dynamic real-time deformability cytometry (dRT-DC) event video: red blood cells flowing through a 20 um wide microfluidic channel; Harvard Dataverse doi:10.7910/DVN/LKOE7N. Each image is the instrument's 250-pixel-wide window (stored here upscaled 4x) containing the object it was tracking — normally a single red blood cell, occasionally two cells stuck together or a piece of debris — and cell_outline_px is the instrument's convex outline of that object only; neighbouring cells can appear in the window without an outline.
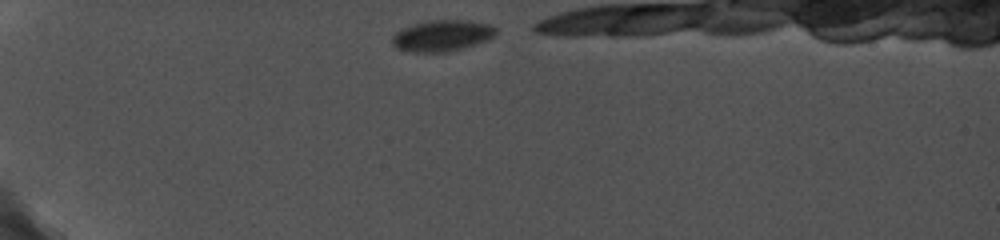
{"species": "common noctule bat (a hibernating species)", "species_latin": "Nyctalus noctula", "temperature_condition": "cold", "stored_images_in_passage": 8, "camera_frame_rate_fps": 5000, "um_per_image_px": 0.085, "animal": {"sex": "female", "body_mass_g": 19.0, "forearm_length_mm": 56.7}, "frame": {"image": 1, "passage_image": 1, "time_ms": 0.0, "image_size_px": [1000, 240], "cell_outline_px": [[496, 36], [488, 40], [476, 44], [448, 52], [412, 52], [396, 48], [392, 44], [392, 36], [396, 32], [412, 24], [424, 20], [468, 20], [488, 24], [496, 28]], "centroid_in_image_um": [37.58, 3.03], "position_along_channel_um": 47.4, "area_um2": 19.02}}
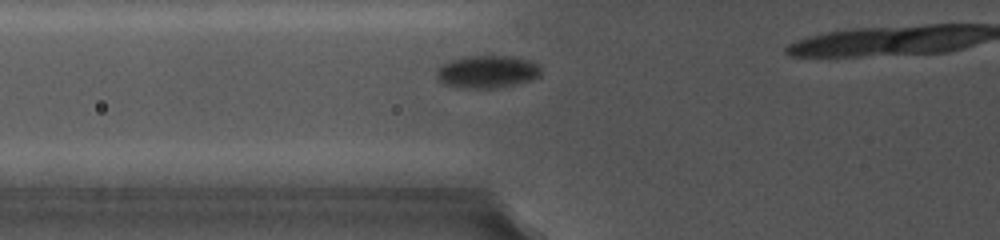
{"frame": {"image": 2, "passage_image": 4, "time_ms": 2.2, "image_size_px": [1000, 240], "cell_outline_px": [[540, 76], [532, 80], [516, 84], [496, 88], [456, 88], [440, 84], [436, 76], [436, 72], [444, 64], [452, 60], [468, 56], [508, 56], [528, 60], [536, 64], [540, 68]], "centroid_in_image_um": [41.38, 6.12], "position_along_channel_um": 84.4, "area_um2": 19.83}}
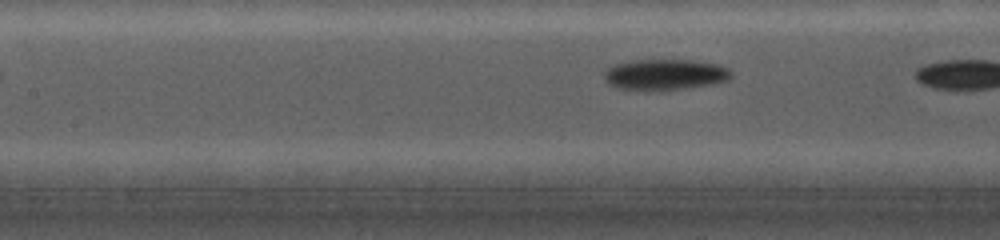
{"frame": {"image": 3, "passage_image": 8, "time_ms": 5.6, "image_size_px": [1000, 240], "cell_outline_px": [[732, 76], [728, 80], [712, 84], [684, 88], [616, 88], [608, 84], [604, 80], [604, 72], [608, 68], [616, 64], [628, 60], [692, 60], [716, 64], [728, 68], [732, 72]], "centroid_in_image_um": [56.53, 6.3], "position_along_channel_um": 150.9, "area_um2": 22.25}}